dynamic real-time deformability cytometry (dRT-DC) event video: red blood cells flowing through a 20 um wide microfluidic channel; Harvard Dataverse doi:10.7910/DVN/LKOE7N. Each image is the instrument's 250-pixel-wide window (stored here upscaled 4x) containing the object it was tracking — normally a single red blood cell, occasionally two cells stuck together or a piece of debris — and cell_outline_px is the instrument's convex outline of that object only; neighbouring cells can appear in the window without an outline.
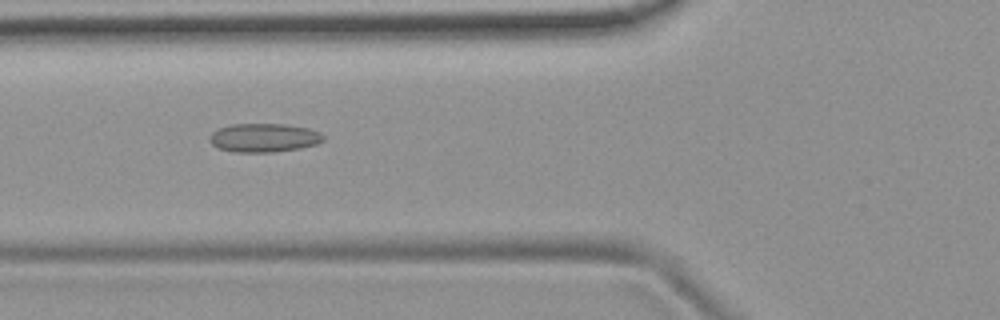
{"species": "common noctule bat (a hibernating species)", "species_latin": "Nyctalus noctula", "temperature_condition": "room temperature", "stored_images_in_passage": 41, "camera_frame_rate_fps": 3000, "um_per_image_px": 0.085, "animal": {"sex": "female", "body_mass_g": 19.9}, "frame": {"image": 1, "passage_image": 8, "time_ms": 2.333, "image_size_px": [1000, 320], "cell_outline_px": [[324, 140], [316, 144], [300, 148], [272, 152], [236, 152], [220, 148], [212, 144], [208, 140], [212, 132], [220, 128], [232, 124], [284, 124], [308, 128], [320, 132], [324, 136]], "centroid_in_image_um": [22.44, 11.7], "position_along_channel_um": 103.4, "area_um2": 18.9}}
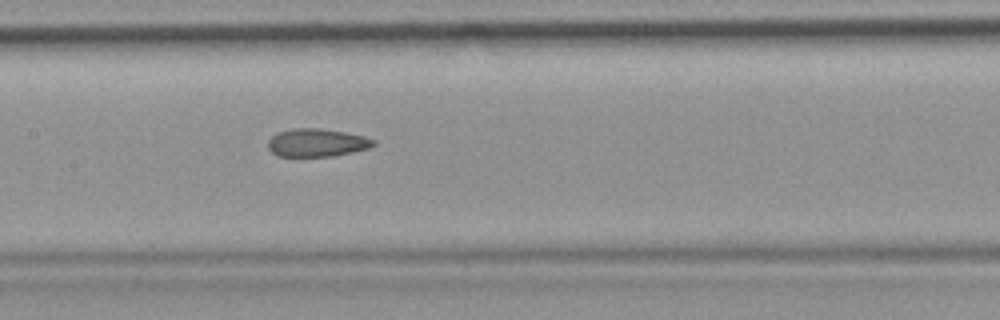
{"frame": {"image": 2, "passage_image": 14, "time_ms": 4.333, "image_size_px": [1000, 320], "cell_outline_px": [[376, 144], [368, 148], [352, 152], [332, 156], [276, 156], [268, 148], [268, 140], [276, 132], [292, 128], [320, 128], [344, 132], [364, 136], [376, 140]], "centroid_in_image_um": [26.91, 12.12], "position_along_channel_um": 180.5, "area_um2": 17.28}}
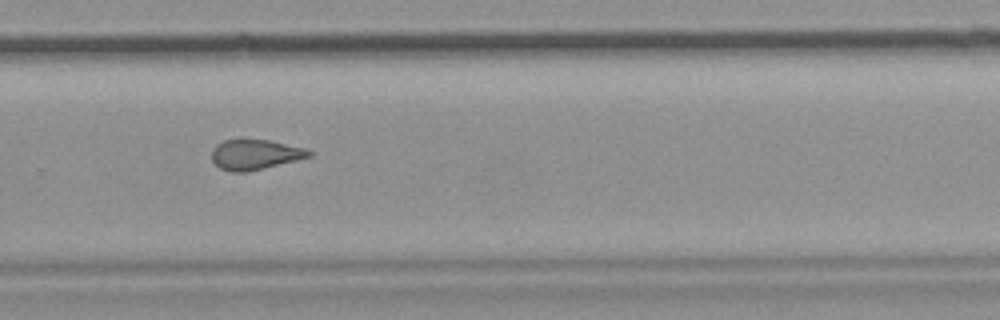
{"frame": {"image": 3, "passage_image": 24, "time_ms": 7.667, "image_size_px": [1000, 320], "cell_outline_px": [[312, 156], [248, 172], [232, 172], [220, 168], [212, 160], [212, 148], [216, 144], [224, 140], [268, 140], [304, 148], [312, 152]], "centroid_in_image_um": [21.65, 13.14], "position_along_channel_um": 308.1, "area_um2": 16.88}, "authors_computed_cell_mechanics": {"area_um2": 17.6868, "velocity_mm_per_s": 3.8569, "shape_relaxation_time_tau1_ms": null, "shape_relaxation_time_tau2_ms": 2.5982, "deformation_change_tau1": null, "deformation_change_tau2": 0.104}}